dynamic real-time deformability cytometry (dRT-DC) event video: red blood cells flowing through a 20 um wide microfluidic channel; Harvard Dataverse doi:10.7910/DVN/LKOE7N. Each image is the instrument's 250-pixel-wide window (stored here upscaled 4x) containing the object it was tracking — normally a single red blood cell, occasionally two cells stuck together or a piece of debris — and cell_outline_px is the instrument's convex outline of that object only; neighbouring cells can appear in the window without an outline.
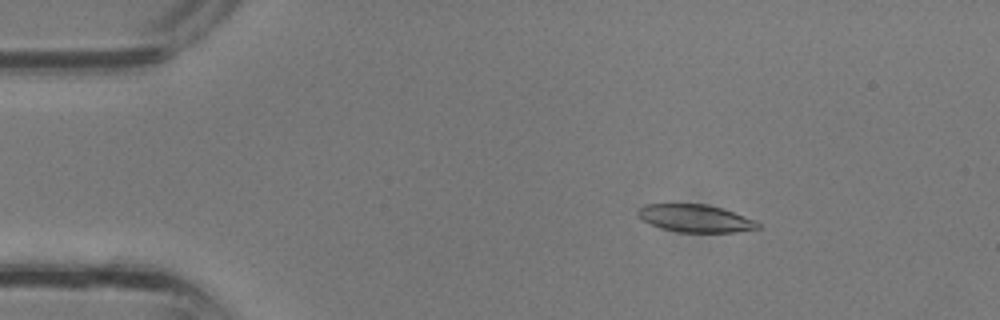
{"species": "common noctule bat (a hibernating species)", "species_latin": "Nyctalus noctula", "temperature_condition": "room temperature", "stored_images_in_passage": 35, "camera_frame_rate_fps": 3000, "um_per_image_px": 0.085, "animal": {"sex": "male", "body_mass_g": 13.3}, "frame": {"image": 1, "passage_image": 6, "time_ms": 1.667, "image_size_px": [1000, 320], "cell_outline_px": [[760, 228], [736, 232], [680, 232], [660, 228], [644, 220], [636, 212], [644, 204], [704, 204], [720, 208], [732, 212], [752, 220], [760, 224]], "centroid_in_image_um": [59.08, 18.56], "position_along_channel_um": 25.9, "area_um2": 18.84}}
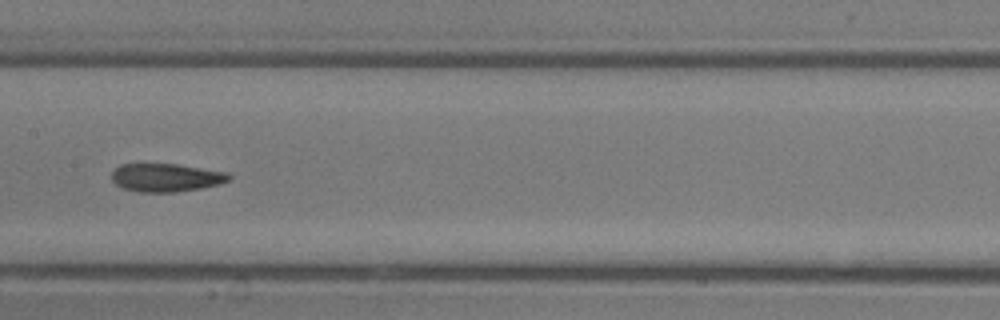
{"frame": {"image": 2, "passage_image": 18, "time_ms": 5.667, "image_size_px": [1000, 320], "cell_outline_px": [[232, 176], [228, 180], [220, 184], [200, 188], [176, 192], [140, 192], [124, 188], [116, 184], [112, 180], [112, 172], [120, 164], [176, 164], [224, 172]], "centroid_in_image_um": [14.09, 15.1], "position_along_channel_um": 193.3, "area_um2": 19.02}}
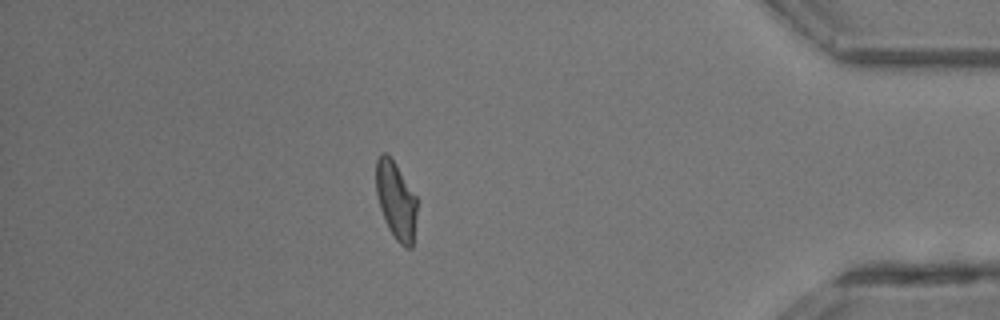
{"frame": {"image": 3, "passage_image": 31, "time_ms": 10.0, "image_size_px": [1000, 320], "cell_outline_px": [[416, 212], [412, 248], [404, 248], [396, 240], [388, 228], [384, 220], [380, 208], [376, 192], [376, 160], [380, 152], [388, 152], [416, 196]], "centroid_in_image_um": [33.63, 17.02], "position_along_channel_um": 401.6, "area_um2": 18.55}}